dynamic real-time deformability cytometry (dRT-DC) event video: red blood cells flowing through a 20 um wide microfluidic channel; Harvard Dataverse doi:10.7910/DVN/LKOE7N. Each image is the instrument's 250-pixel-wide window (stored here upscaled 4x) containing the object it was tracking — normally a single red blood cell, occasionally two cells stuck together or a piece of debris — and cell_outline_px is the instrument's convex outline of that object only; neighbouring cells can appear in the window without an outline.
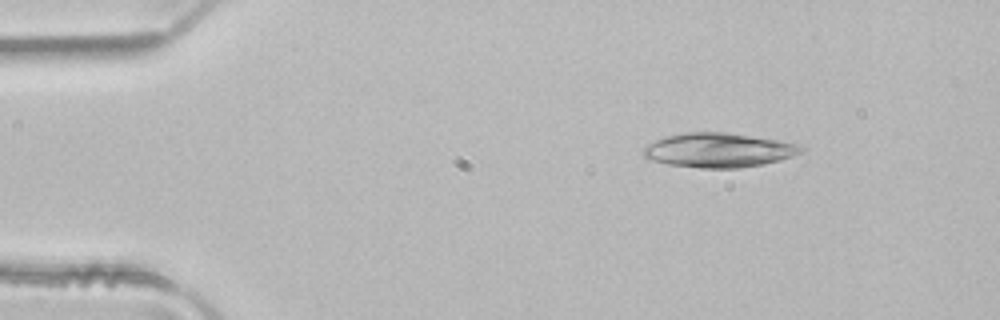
{"species": "common noctule bat (a hibernating species)", "species_latin": "Nyctalus noctula", "temperature_condition": "room temperature", "stored_images_in_passage": 4, "camera_frame_rate_fps": 3000, "um_per_image_px": 0.085, "animal": {"sex": "male", "body_mass_g": 21.5, "forearm_length_mm": 52.0}, "frame": {"image": 1, "passage_image": 2, "time_ms": 0.333, "image_size_px": [1000, 320], "cell_outline_px": [[808, 148], [792, 156], [780, 160], [764, 164], [740, 168], [700, 168], [668, 164], [652, 160], [644, 156], [640, 152], [648, 144], [664, 136], [684, 132], [728, 132], [800, 144]], "centroid_in_image_um": [61.08, 12.76], "position_along_channel_um": 23.9, "area_um2": 31.73}}